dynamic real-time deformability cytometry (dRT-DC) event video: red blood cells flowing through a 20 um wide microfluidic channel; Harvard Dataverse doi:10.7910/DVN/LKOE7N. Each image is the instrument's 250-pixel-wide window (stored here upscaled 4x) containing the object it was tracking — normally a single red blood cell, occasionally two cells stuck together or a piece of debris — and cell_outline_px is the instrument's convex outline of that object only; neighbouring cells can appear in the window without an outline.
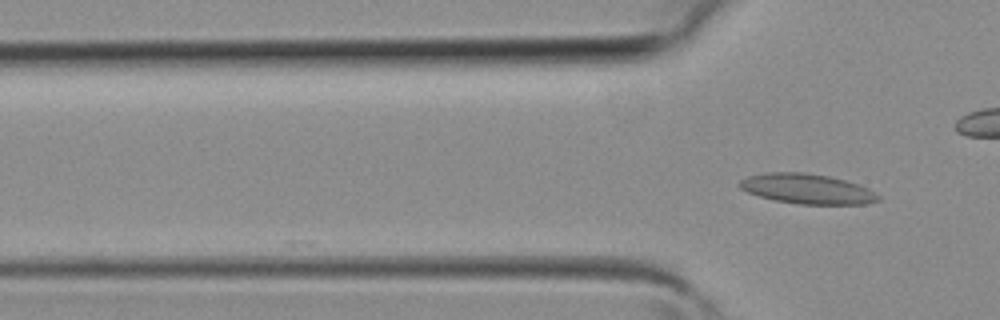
{"species": "common noctule bat (a hibernating species)", "species_latin": "Nyctalus noctula", "temperature_condition": "room temperature", "stored_images_in_passage": 2, "camera_frame_rate_fps": 3000, "um_per_image_px": 0.085, "animal": {"sex": "female", "body_mass_g": 19.3, "forearm_length_mm": 54.1}, "frame": {"image": 1, "passage_image": 2, "time_ms": 0.333, "image_size_px": [1000, 320], "cell_outline_px": [[880, 200], [864, 204], [800, 204], [776, 200], [760, 196], [748, 192], [740, 188], [736, 184], [740, 180], [748, 176], [764, 172], [804, 172], [828, 176], [844, 180], [868, 188], [880, 196]], "centroid_in_image_um": [68.57, 16.04], "position_along_channel_um": 57.2, "area_um2": 24.1}}